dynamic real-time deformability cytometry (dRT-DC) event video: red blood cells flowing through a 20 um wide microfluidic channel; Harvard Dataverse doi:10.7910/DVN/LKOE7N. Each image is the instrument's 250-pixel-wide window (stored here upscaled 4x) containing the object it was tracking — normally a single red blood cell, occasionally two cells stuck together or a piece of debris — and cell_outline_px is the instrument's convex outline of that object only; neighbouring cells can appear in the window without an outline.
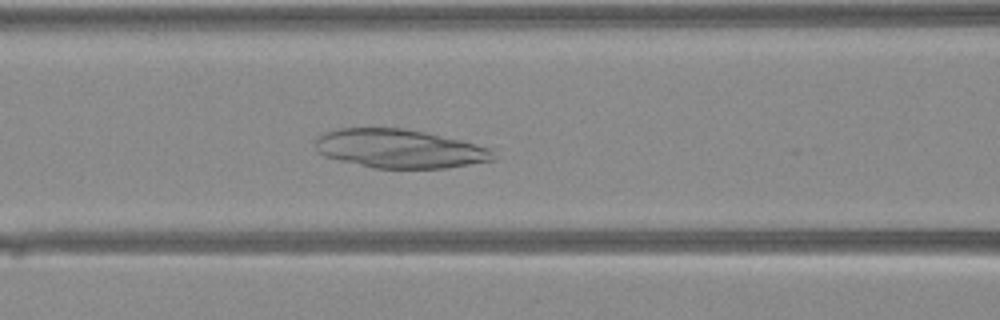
{"species": "Egyptian fruit bat (a non-hibernating species)", "species_latin": "Rousettus aegyptiacus", "temperature_condition": "warm", "stored_images_in_passage": 34, "camera_frame_rate_fps": 3000, "um_per_image_px": 0.085, "animal": {"sex": "female"}, "frame": {"image": 1, "passage_image": 10, "time_ms": 3.0, "image_size_px": [1000, 320], "cell_outline_px": [[496, 160], [448, 168], [372, 168], [324, 156], [316, 152], [316, 140], [324, 132], [340, 128], [404, 128], [460, 140], [492, 148], [496, 156]], "centroid_in_image_um": [33.98, 12.65], "position_along_channel_um": 132.6, "area_um2": 40.23}}
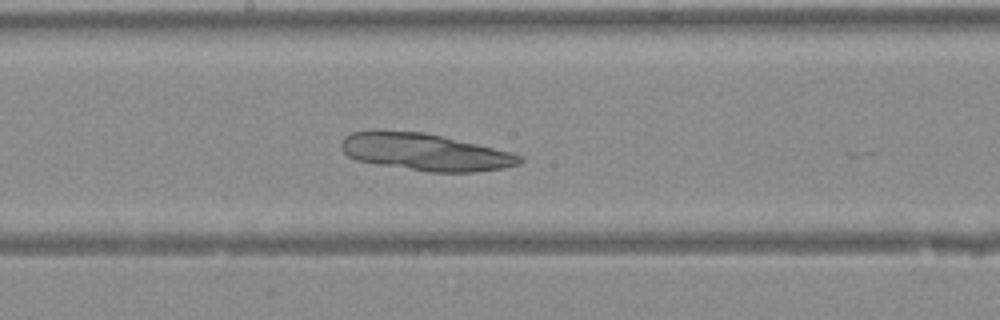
{"frame": {"image": 2, "passage_image": 15, "time_ms": 4.667, "image_size_px": [1000, 320], "cell_outline_px": [[524, 160], [520, 164], [504, 168], [472, 172], [428, 172], [376, 164], [356, 160], [348, 156], [340, 148], [340, 144], [344, 136], [352, 132], [372, 128], [424, 132], [512, 152], [520, 156]], "centroid_in_image_um": [36.05, 12.9], "position_along_channel_um": 212.1, "area_um2": 39.13}}
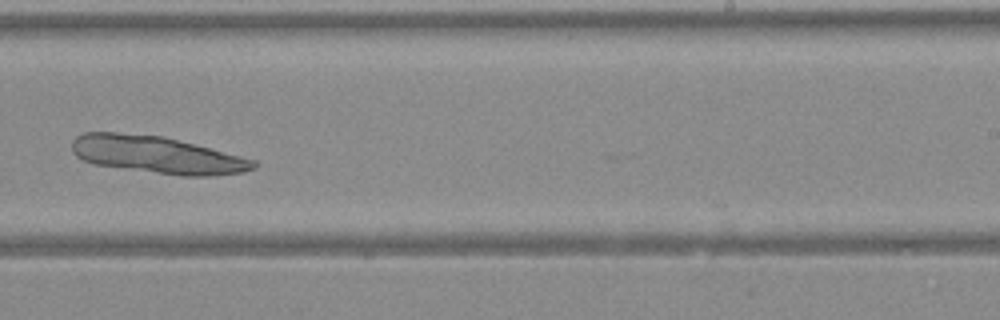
{"frame": {"image": 3, "passage_image": 19, "time_ms": 6.0, "image_size_px": [1000, 320], "cell_outline_px": [[256, 168], [244, 172], [212, 176], [180, 176], [92, 164], [76, 156], [72, 152], [72, 140], [76, 136], [84, 132], [116, 132], [160, 136], [256, 160]], "centroid_in_image_um": [13.31, 13.17], "position_along_channel_um": 275.7, "area_um2": 39.19}}